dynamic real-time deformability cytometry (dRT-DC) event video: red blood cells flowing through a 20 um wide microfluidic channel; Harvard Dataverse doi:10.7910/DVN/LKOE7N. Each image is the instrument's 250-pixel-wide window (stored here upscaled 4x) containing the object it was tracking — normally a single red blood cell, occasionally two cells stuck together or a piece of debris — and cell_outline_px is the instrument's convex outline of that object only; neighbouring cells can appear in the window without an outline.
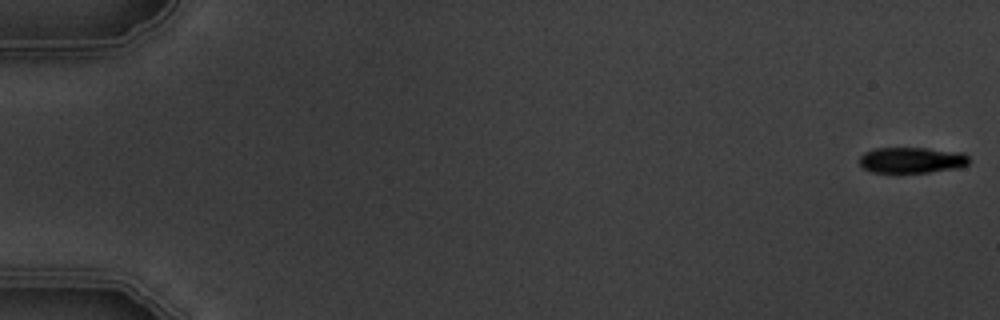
{"species": "common noctule bat (a hibernating species)", "species_latin": "Nyctalus noctula", "temperature_condition": "warm", "stored_images_in_passage": 10, "camera_frame_rate_fps": 3000, "um_per_image_px": 0.085, "animal": {"sex": "male", "body_mass_g": 19.5, "forearm_length_mm": 54.6}, "frame": {"image": 1, "passage_image": 1, "time_ms": 0.0, "image_size_px": [1000, 320], "cell_outline_px": [[968, 164], [960, 168], [928, 172], [872, 172], [864, 168], [860, 164], [860, 156], [864, 152], [876, 148], [924, 148], [964, 152], [968, 156]], "centroid_in_image_um": [77.52, 13.6], "position_along_channel_um": 7.5, "area_um2": 16.53}}